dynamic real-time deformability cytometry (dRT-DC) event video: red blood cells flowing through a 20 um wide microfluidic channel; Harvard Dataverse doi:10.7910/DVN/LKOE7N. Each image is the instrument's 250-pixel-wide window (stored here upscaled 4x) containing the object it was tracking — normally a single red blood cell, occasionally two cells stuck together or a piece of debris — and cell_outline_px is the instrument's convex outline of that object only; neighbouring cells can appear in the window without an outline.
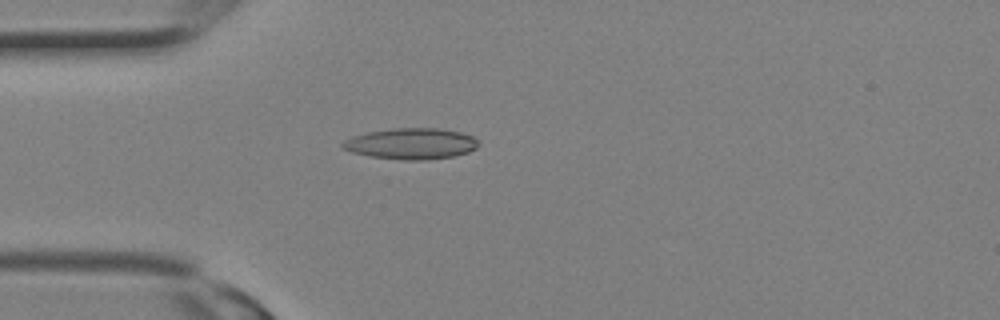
{"species": "Egyptian fruit bat (a non-hibernating species)", "species_latin": "Rousettus aegyptiacus", "temperature_condition": "room temperature", "stored_images_in_passage": 7, "camera_frame_rate_fps": 3000, "um_per_image_px": 0.085, "animal": {"sex": "female"}, "frame": {"image": 1, "passage_image": 3, "time_ms": 0.667, "image_size_px": [1000, 320], "cell_outline_px": [[480, 144], [476, 148], [468, 152], [456, 156], [428, 160], [400, 160], [368, 156], [352, 152], [344, 148], [340, 144], [344, 140], [352, 136], [368, 132], [392, 128], [440, 128], [460, 132], [472, 136]], "centroid_in_image_um": [34.95, 12.22], "position_along_channel_um": 50.0, "area_um2": 24.8}}
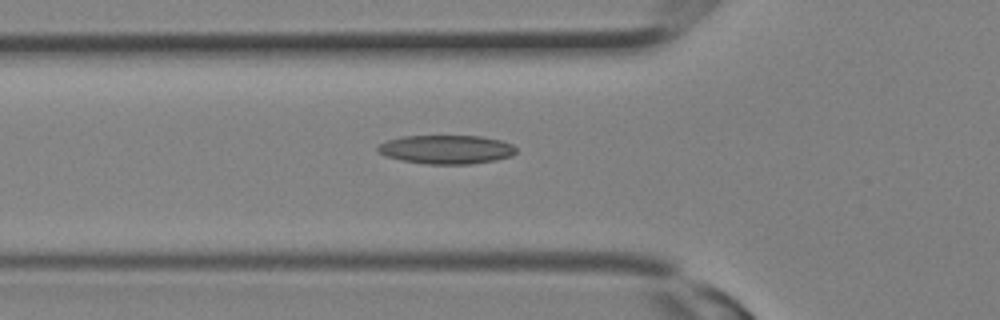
{"frame": {"image": 2, "passage_image": 5, "time_ms": 1.333, "image_size_px": [1000, 320], "cell_outline_px": [[516, 152], [512, 156], [496, 160], [472, 164], [424, 164], [404, 160], [388, 156], [380, 152], [376, 148], [384, 140], [400, 136], [480, 136], [500, 140], [512, 144], [516, 148]], "centroid_in_image_um": [37.96, 12.7], "position_along_channel_um": 87.8, "area_um2": 23.24}}
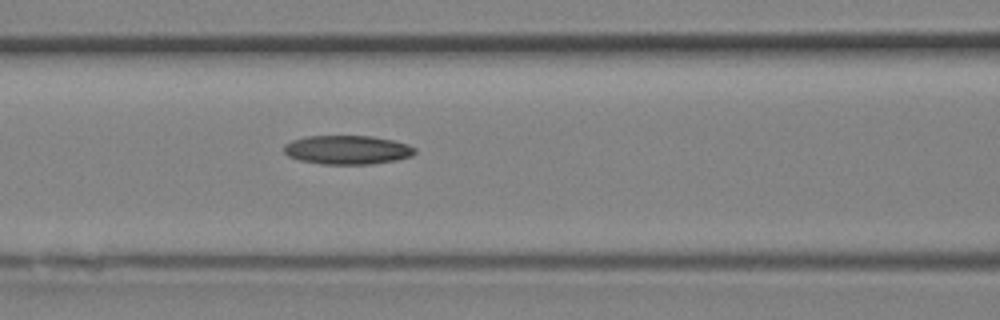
{"frame": {"image": 3, "passage_image": 7, "time_ms": 2.0, "image_size_px": [1000, 320], "cell_outline_px": [[416, 152], [412, 156], [396, 160], [372, 164], [320, 164], [300, 160], [288, 156], [284, 152], [284, 144], [292, 140], [304, 136], [372, 136], [392, 140], [408, 144], [416, 148]], "centroid_in_image_um": [29.52, 12.73], "position_along_channel_um": 137.1, "area_um2": 22.2}}